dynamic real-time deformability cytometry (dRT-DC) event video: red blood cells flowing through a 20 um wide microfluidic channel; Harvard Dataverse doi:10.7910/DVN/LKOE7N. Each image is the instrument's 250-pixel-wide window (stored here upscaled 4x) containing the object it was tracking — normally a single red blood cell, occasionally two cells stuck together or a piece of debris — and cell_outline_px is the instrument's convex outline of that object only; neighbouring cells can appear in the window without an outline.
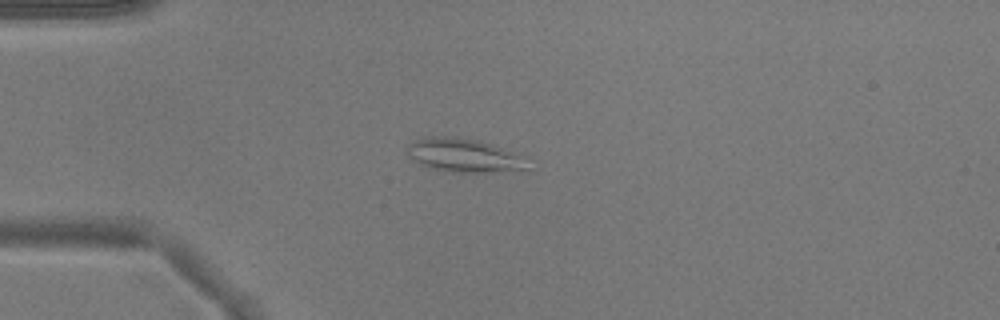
{"species": "common noctule bat (a hibernating species)", "species_latin": "Nyctalus noctula", "temperature_condition": "warm", "stored_images_in_passage": 50, "camera_frame_rate_fps": 3000, "um_per_image_px": 0.085, "animal": {"sex": "male", "body_mass_g": 17.9}, "frame": {"image": 1, "passage_image": 13, "time_ms": 4.0, "image_size_px": [1000, 320], "cell_outline_px": [[528, 168], [488, 172], [452, 172], [432, 168], [408, 156], [404, 152], [404, 148], [412, 140], [428, 136], [448, 136], [476, 140], [500, 148], [516, 156]], "centroid_in_image_um": [39.21, 13.18], "position_along_channel_um": 45.8, "area_um2": 22.54}}
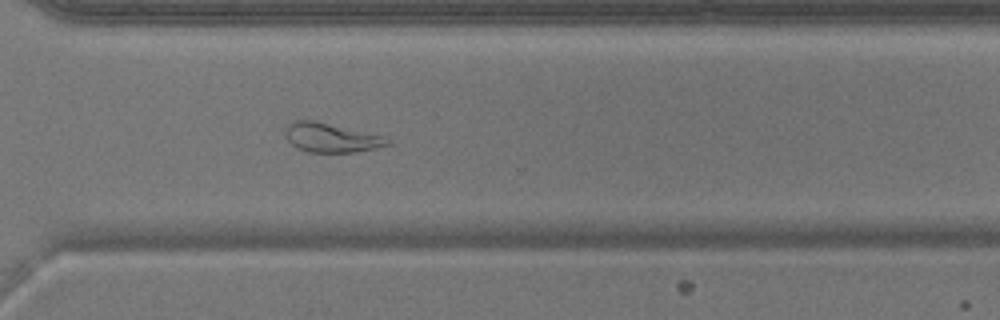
{"frame": {"image": 2, "passage_image": 37, "time_ms": 12.0, "image_size_px": [1000, 320], "cell_outline_px": [[392, 140], [388, 144], [372, 148], [352, 152], [308, 152], [296, 148], [288, 140], [284, 132], [284, 128], [288, 124], [296, 120], [312, 120], [384, 136]], "centroid_in_image_um": [28.09, 11.7], "position_along_channel_um": 342.5, "area_um2": 17.11}}
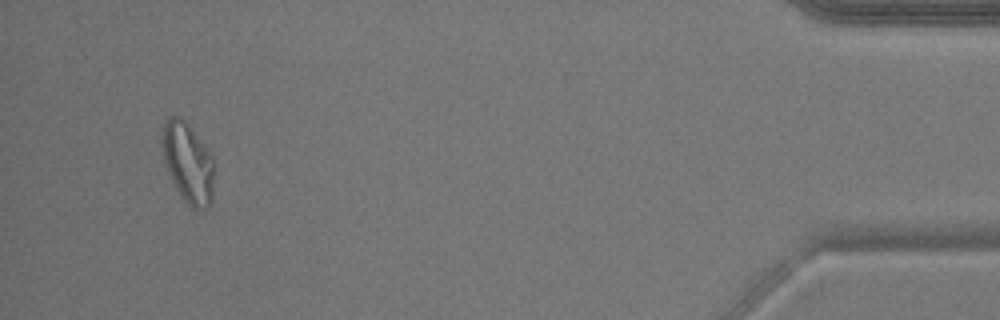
{"frame": {"image": 3, "passage_image": 48, "time_ms": 15.667, "image_size_px": [1000, 320], "cell_outline_px": [[212, 200], [208, 208], [200, 212], [192, 208], [184, 200], [176, 188], [164, 160], [164, 124], [168, 116], [180, 116], [188, 124], [212, 156]], "centroid_in_image_um": [16.0, 13.88], "position_along_channel_um": 419.2, "area_um2": 23.52}}